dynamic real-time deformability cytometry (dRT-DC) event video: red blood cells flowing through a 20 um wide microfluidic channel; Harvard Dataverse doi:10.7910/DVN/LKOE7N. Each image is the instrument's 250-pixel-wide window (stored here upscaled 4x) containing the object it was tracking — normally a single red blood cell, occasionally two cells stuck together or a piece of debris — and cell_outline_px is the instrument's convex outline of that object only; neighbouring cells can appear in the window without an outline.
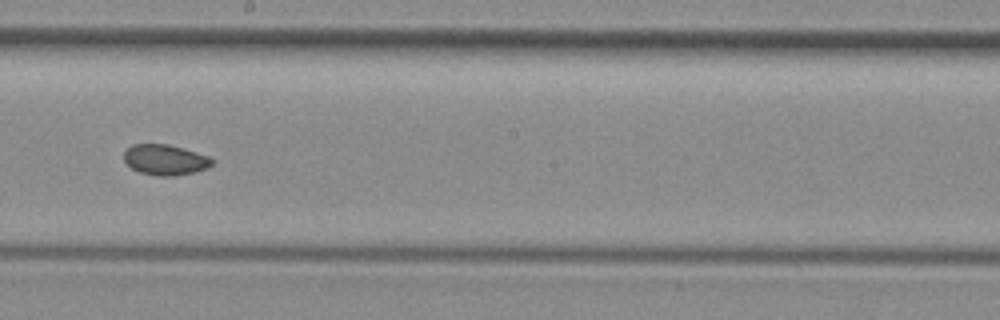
{"species": "common noctule bat (a hibernating species)", "species_latin": "Nyctalus noctula", "temperature_condition": "room temperature", "stored_images_in_passage": 8, "camera_frame_rate_fps": 3000, "um_per_image_px": 0.085, "animal": {"sex": "female", "body_mass_g": 29.2, "forearm_length_mm": 56.3}, "frame": {"image": 1, "passage_image": 7, "time_ms": 7.667, "image_size_px": [1000, 320], "cell_outline_px": [[216, 160], [208, 168], [192, 172], [172, 176], [156, 176], [140, 172], [132, 168], [124, 160], [124, 152], [132, 144], [168, 144], [184, 148], [208, 156]], "centroid_in_image_um": [14.05, 13.57], "position_along_channel_um": 234.1, "area_um2": 15.66}}
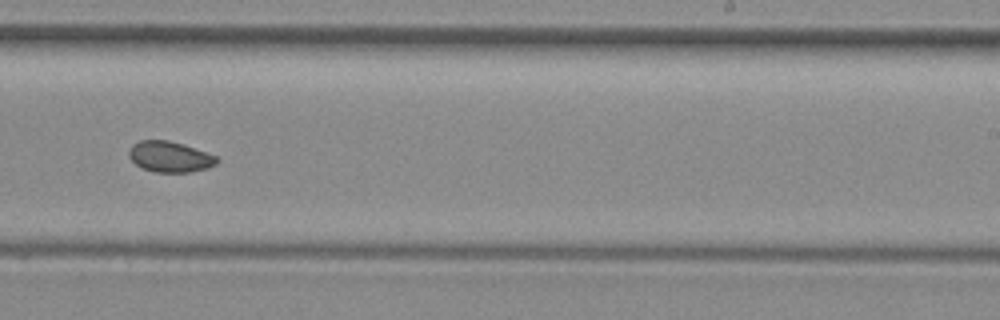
{"frame": {"image": 2, "passage_image": 8, "time_ms": 8.667, "image_size_px": [1000, 320], "cell_outline_px": [[220, 160], [216, 164], [208, 168], [188, 172], [156, 172], [140, 168], [128, 156], [128, 152], [132, 144], [140, 140], [168, 140], [184, 144], [216, 156]], "centroid_in_image_um": [14.42, 13.32], "position_along_channel_um": 274.6, "area_um2": 15.84}}